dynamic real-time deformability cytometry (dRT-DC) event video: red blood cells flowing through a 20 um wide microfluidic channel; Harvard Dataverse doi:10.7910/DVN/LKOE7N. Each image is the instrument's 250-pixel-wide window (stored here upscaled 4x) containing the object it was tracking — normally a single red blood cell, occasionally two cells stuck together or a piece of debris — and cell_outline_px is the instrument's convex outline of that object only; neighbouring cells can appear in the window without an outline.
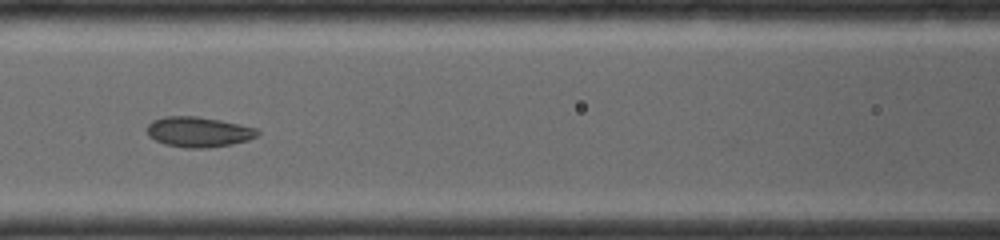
{"species": "common noctule bat (a hibernating species)", "species_latin": "Nyctalus noctula", "temperature_condition": "room temperature", "stored_images_in_passage": 10, "camera_frame_rate_fps": 4000, "um_per_image_px": 0.085, "animal": {"sex": "female", "body_mass_g": 19.0, "forearm_length_mm": 56.7}, "frame": {"image": 1, "passage_image": 8, "time_ms": 5.5, "image_size_px": [1000, 240], "cell_outline_px": [[260, 132], [256, 136], [248, 140], [232, 144], [208, 148], [184, 148], [164, 144], [148, 136], [148, 124], [152, 120], [164, 116], [196, 116], [220, 120], [240, 124], [256, 128]], "centroid_in_image_um": [16.87, 11.21], "position_along_channel_um": 149.7, "area_um2": 19.54}}
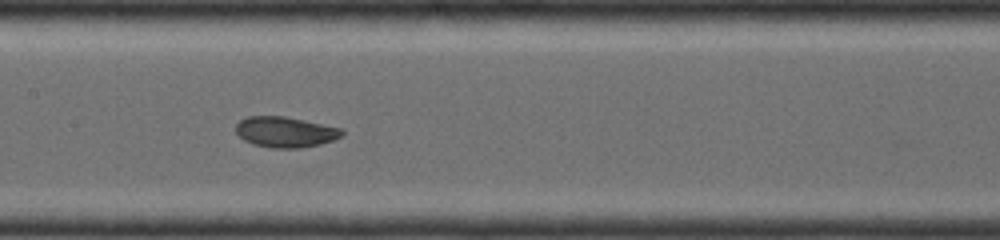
{"frame": {"image": 2, "passage_image": 9, "time_ms": 6.25, "image_size_px": [1000, 240], "cell_outline_px": [[344, 136], [320, 144], [300, 148], [272, 148], [252, 144], [244, 140], [236, 132], [236, 124], [240, 120], [248, 116], [284, 116], [304, 120], [340, 128], [344, 132]], "centroid_in_image_um": [24.24, 11.22], "position_along_channel_um": 183.2, "area_um2": 18.9}}
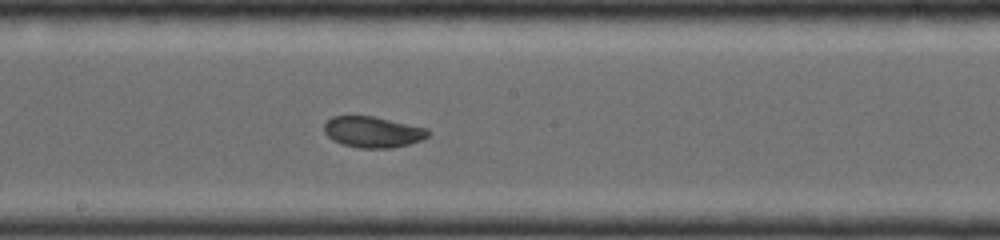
{"frame": {"image": 3, "passage_image": 10, "time_ms": 7.0, "image_size_px": [1000, 240], "cell_outline_px": [[428, 136], [420, 140], [408, 144], [392, 148], [360, 148], [340, 144], [332, 140], [324, 132], [324, 124], [332, 116], [372, 116], [428, 128]], "centroid_in_image_um": [31.65, 11.22], "position_along_channel_um": 216.5, "area_um2": 18.73}}